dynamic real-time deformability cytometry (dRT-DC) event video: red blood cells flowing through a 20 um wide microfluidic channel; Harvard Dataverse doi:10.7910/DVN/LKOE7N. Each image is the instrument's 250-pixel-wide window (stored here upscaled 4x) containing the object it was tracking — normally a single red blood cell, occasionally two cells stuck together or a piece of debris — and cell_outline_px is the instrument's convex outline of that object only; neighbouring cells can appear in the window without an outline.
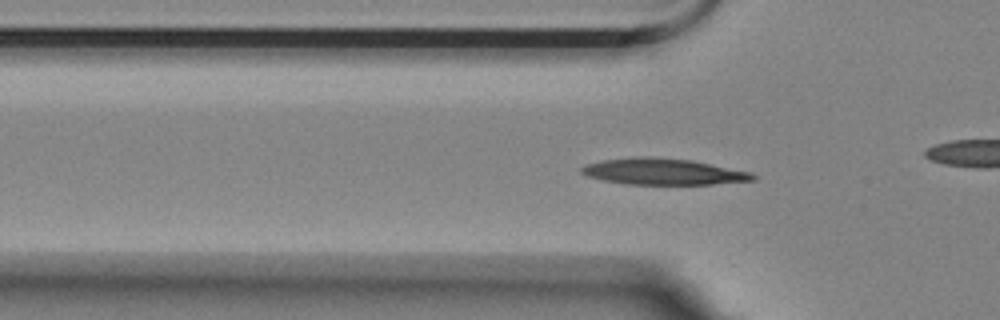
{"species": "Egyptian fruit bat (a non-hibernating species)", "species_latin": "Rousettus aegyptiacus", "temperature_condition": "room temperature", "stored_images_in_passage": 55, "camera_frame_rate_fps": 3000, "um_per_image_px": 0.085, "animal": {"sex": "female"}, "frame": {"image": 1, "passage_image": 16, "time_ms": 5.0, "image_size_px": [1000, 320], "cell_outline_px": [[756, 180], [712, 184], [624, 184], [604, 180], [588, 176], [580, 172], [580, 168], [588, 164], [604, 160], [632, 156], [648, 156], [692, 160], [748, 172], [756, 176]], "centroid_in_image_um": [56.34, 14.58], "position_along_channel_um": 69.5, "area_um2": 26.01}}
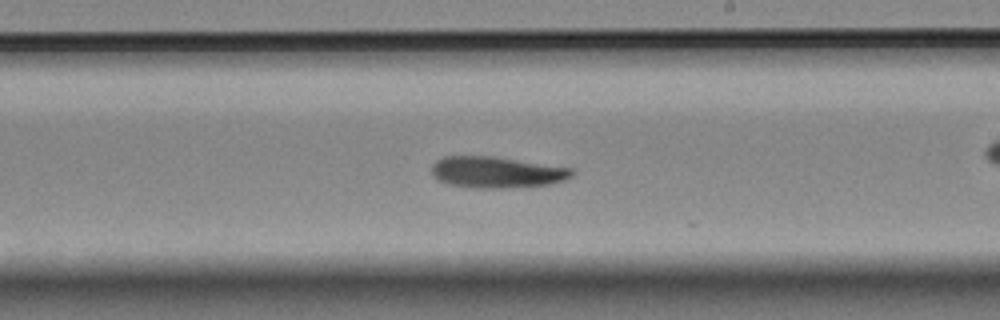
{"frame": {"image": 2, "passage_image": 31, "time_ms": 10.0, "image_size_px": [1000, 320], "cell_outline_px": [[576, 172], [572, 176], [564, 180], [548, 184], [500, 188], [472, 188], [444, 184], [432, 176], [432, 164], [436, 160], [444, 156], [492, 156], [572, 168]], "centroid_in_image_um": [42.16, 14.64], "position_along_channel_um": 246.8, "area_um2": 25.66}}
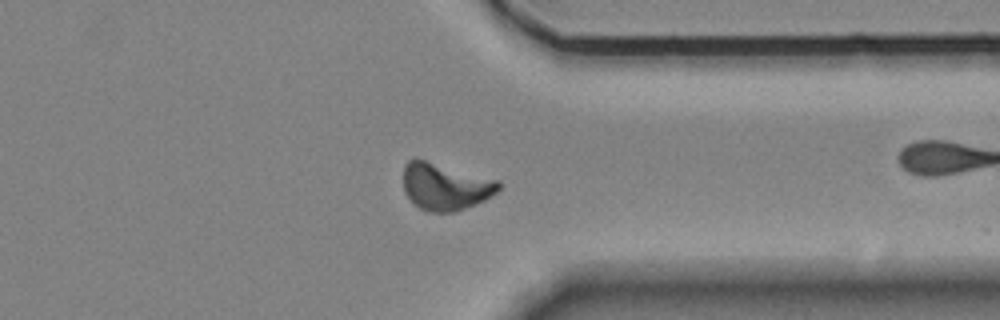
{"frame": {"image": 3, "passage_image": 42, "time_ms": 13.667, "image_size_px": [1000, 320], "cell_outline_px": [[504, 184], [496, 192], [484, 200], [476, 204], [456, 212], [428, 212], [420, 208], [404, 192], [404, 164], [408, 160], [424, 160], [500, 180]], "centroid_in_image_um": [37.88, 15.87], "position_along_channel_um": 373.5, "area_um2": 25.95}}